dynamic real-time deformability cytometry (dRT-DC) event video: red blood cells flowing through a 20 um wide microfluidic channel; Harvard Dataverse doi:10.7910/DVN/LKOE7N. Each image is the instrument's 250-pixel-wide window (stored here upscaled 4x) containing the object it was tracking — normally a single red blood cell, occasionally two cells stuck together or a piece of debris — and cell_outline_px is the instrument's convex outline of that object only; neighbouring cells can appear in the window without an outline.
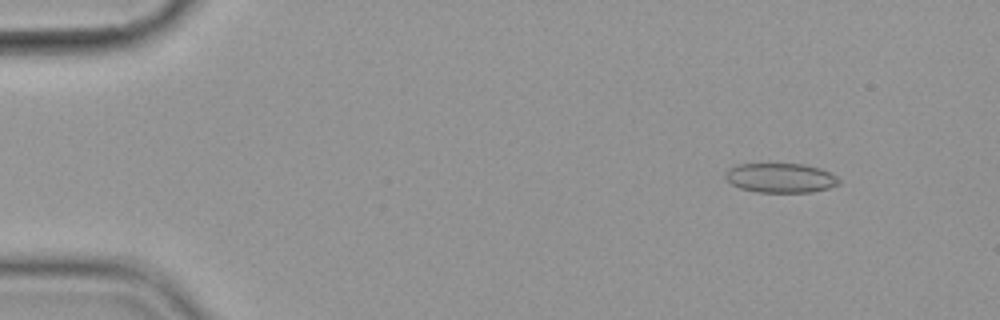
{"species": "common noctule bat (a hibernating species)", "species_latin": "Nyctalus noctula", "temperature_condition": "cold", "stored_images_in_passage": 5, "camera_frame_rate_fps": 3000, "um_per_image_px": 0.085, "animal": {"sex": "female", "body_mass_g": 19.9}, "frame": {"image": 1, "passage_image": 2, "time_ms": 1.333, "image_size_px": [1000, 320], "cell_outline_px": [[840, 184], [828, 188], [812, 192], [756, 192], [740, 188], [732, 184], [724, 176], [728, 168], [736, 164], [804, 164], [820, 168], [836, 176], [840, 180]], "centroid_in_image_um": [66.34, 15.12], "position_along_channel_um": 18.7, "area_um2": 19.54}}